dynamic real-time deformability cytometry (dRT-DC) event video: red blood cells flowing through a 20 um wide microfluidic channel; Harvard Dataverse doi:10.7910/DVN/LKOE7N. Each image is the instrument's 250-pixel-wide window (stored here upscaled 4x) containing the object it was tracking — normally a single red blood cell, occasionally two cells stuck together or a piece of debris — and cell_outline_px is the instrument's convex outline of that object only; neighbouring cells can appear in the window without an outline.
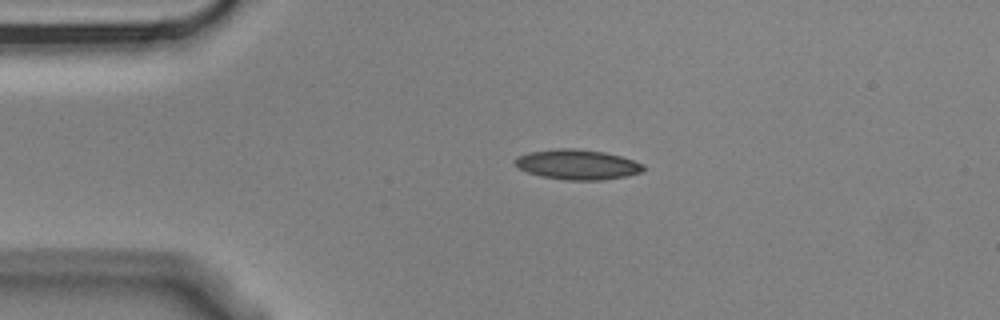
{"species": "Egyptian fruit bat (a non-hibernating species)", "species_latin": "Rousettus aegyptiacus", "temperature_condition": "cold", "stored_images_in_passage": 2, "camera_frame_rate_fps": 3000, "um_per_image_px": 0.085, "animal": {"sex": "male"}, "frame": {"image": 1, "passage_image": 1, "time_ms": 0.0, "image_size_px": [1000, 320], "cell_outline_px": [[648, 168], [640, 172], [628, 176], [604, 180], [568, 180], [540, 176], [528, 172], [512, 164], [516, 156], [528, 152], [556, 148], [576, 148], [604, 152], [620, 156], [644, 164]], "centroid_in_image_um": [49.07, 13.98], "position_along_channel_um": 35.9, "area_um2": 22.72}}